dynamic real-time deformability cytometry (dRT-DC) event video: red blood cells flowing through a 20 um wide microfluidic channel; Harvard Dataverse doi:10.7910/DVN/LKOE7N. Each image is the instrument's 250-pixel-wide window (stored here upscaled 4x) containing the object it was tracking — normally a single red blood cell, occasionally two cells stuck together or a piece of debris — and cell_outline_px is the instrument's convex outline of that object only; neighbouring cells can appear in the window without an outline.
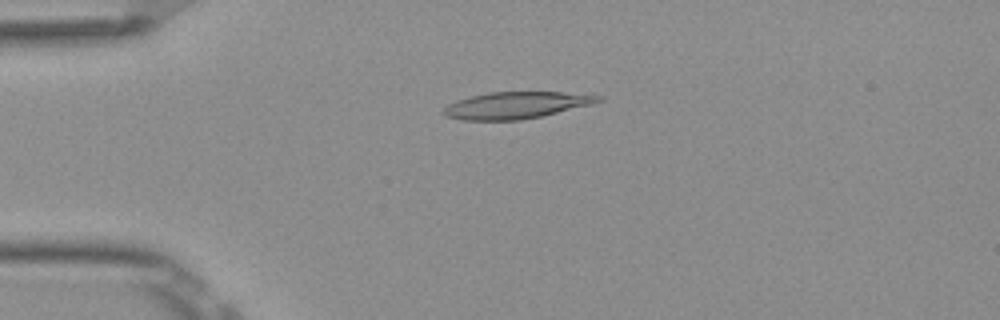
{"species": "Egyptian fruit bat (a non-hibernating species)", "species_latin": "Rousettus aegyptiacus", "temperature_condition": "room temperature", "stored_images_in_passage": 47, "camera_frame_rate_fps": 3000, "um_per_image_px": 0.085, "frame": {"image": 1, "passage_image": 8, "time_ms": 2.333, "image_size_px": [1000, 320], "cell_outline_px": [[604, 100], [592, 104], [540, 116], [520, 120], [460, 120], [444, 116], [440, 112], [448, 104], [456, 100], [488, 92], [560, 92], [604, 96]], "centroid_in_image_um": [43.82, 8.94], "position_along_channel_um": 41.2, "area_um2": 24.1}}
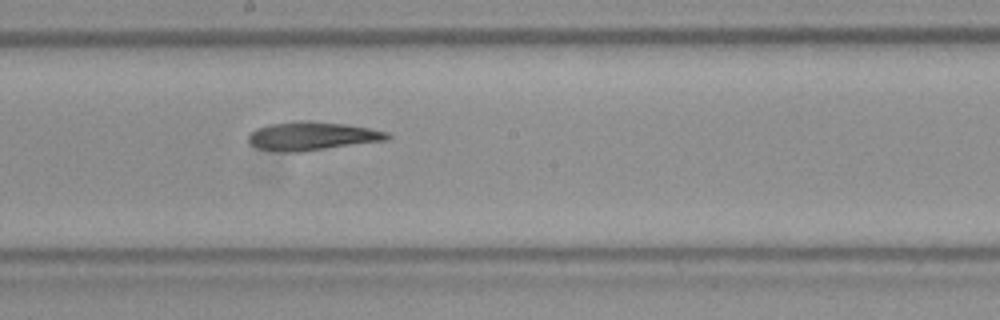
{"frame": {"image": 2, "passage_image": 24, "time_ms": 7.667, "image_size_px": [1000, 320], "cell_outline_px": [[392, 136], [388, 140], [300, 152], [284, 152], [256, 148], [248, 140], [248, 136], [256, 128], [268, 124], [304, 120], [308, 120], [344, 124], [368, 128], [388, 132]], "centroid_in_image_um": [26.53, 11.56], "position_along_channel_um": 221.7, "area_um2": 23.06}}
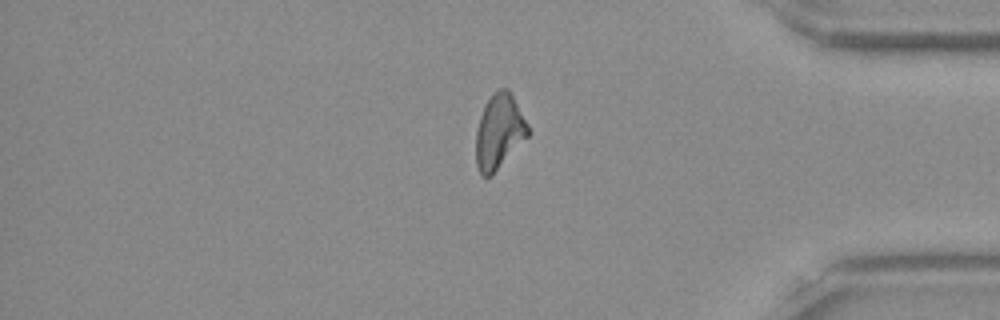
{"frame": {"image": 3, "passage_image": 39, "time_ms": 12.667, "image_size_px": [1000, 320], "cell_outline_px": [[532, 132], [492, 176], [484, 176], [480, 172], [476, 164], [476, 132], [480, 116], [492, 92], [500, 88], [508, 88], [512, 92]], "centroid_in_image_um": [42.46, 11.17], "position_along_channel_um": 392.7, "area_um2": 22.89}, "authors_computed_cell_mechanics": {"area_um2": 23.2934, "velocity_mm_per_s": 3.9013, "shape_relaxation_time_tau1_ms": null, "shape_relaxation_time_tau2_ms": 8.6304, "deformation_change_tau1": null, "deformation_change_tau2": 0.2326}}